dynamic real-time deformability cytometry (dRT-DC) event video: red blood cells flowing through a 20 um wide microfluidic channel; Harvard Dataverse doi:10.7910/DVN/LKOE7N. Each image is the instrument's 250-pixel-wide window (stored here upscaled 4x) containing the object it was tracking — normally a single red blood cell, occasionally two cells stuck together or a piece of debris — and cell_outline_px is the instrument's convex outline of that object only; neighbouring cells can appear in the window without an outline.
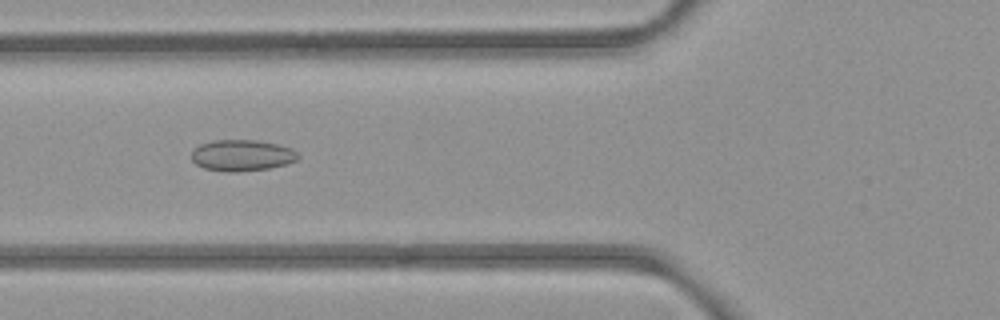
{"species": "common noctule bat (a hibernating species)", "species_latin": "Nyctalus noctula", "temperature_condition": "room temperature", "stored_images_in_passage": 52, "camera_frame_rate_fps": 3000, "um_per_image_px": 0.085, "animal": {"sex": "female", "body_mass_g": 21.9}, "frame": {"image": 1, "passage_image": 19, "time_ms": 6.0, "image_size_px": [1000, 320], "cell_outline_px": [[300, 156], [296, 160], [288, 164], [268, 168], [236, 172], [224, 172], [204, 168], [196, 164], [192, 160], [192, 152], [200, 144], [212, 140], [256, 140], [276, 144], [292, 148]], "centroid_in_image_um": [20.57, 13.21], "position_along_channel_um": 105.2, "area_um2": 19.42}}
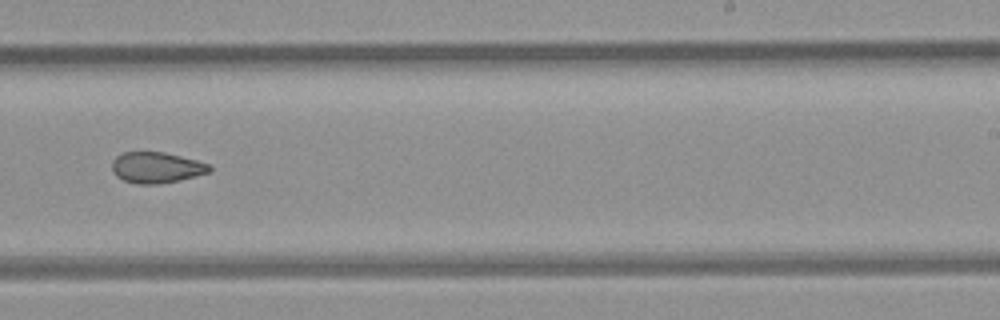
{"frame": {"image": 2, "passage_image": 32, "time_ms": 10.333, "image_size_px": [1000, 320], "cell_outline_px": [[212, 168], [208, 172], [180, 180], [160, 184], [136, 184], [124, 180], [116, 176], [112, 172], [112, 160], [116, 156], [124, 152], [164, 152], [212, 164]], "centroid_in_image_um": [13.28, 14.24], "position_along_channel_um": 275.7, "area_um2": 17.63}}
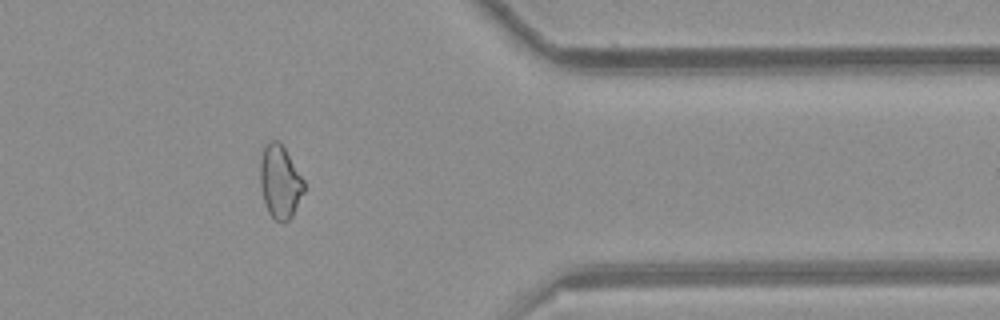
{"frame": {"image": 3, "passage_image": 42, "time_ms": 13.667, "image_size_px": [1000, 320], "cell_outline_px": [[304, 192], [292, 216], [288, 220], [276, 220], [268, 212], [260, 188], [260, 160], [264, 148], [272, 140], [276, 140], [284, 148], [304, 180]], "centroid_in_image_um": [23.79, 15.46], "position_along_channel_um": 387.6, "area_um2": 18.26}, "authors_computed_cell_mechanics": {"area_um2": 19.4208, "velocity_mm_per_s": 3.9279, "shape_relaxation_time_tau1_ms": null, "shape_relaxation_time_tau2_ms": 3.567, "deformation_change_tau1": null, "deformation_change_tau2": 0.0913}}